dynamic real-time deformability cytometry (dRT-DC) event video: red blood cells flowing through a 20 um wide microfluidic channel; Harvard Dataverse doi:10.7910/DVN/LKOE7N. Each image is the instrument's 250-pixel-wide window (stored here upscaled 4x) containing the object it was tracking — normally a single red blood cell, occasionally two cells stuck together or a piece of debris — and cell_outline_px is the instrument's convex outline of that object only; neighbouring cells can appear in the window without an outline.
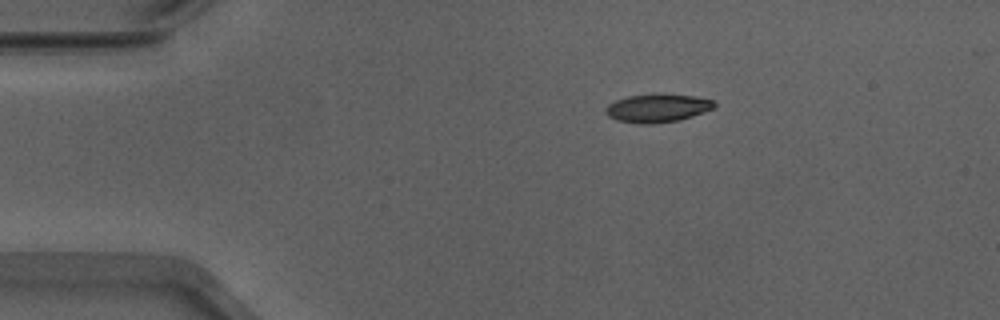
{"species": "Egyptian fruit bat (a non-hibernating species)", "species_latin": "Rousettus aegyptiacus", "temperature_condition": "warm", "stored_images_in_passage": 43, "camera_frame_rate_fps": 3000, "um_per_image_px": 0.085, "animal": {"sex": "male"}, "frame": {"image": 1, "passage_image": 1, "time_ms": 0.0, "image_size_px": [1000, 320], "cell_outline_px": [[716, 108], [680, 120], [652, 124], [640, 124], [616, 120], [608, 116], [604, 112], [604, 108], [608, 104], [616, 100], [628, 96], [656, 92], [664, 92], [696, 96], [716, 100]], "centroid_in_image_um": [55.91, 9.16], "position_along_channel_um": 29.1, "area_um2": 18.67}}
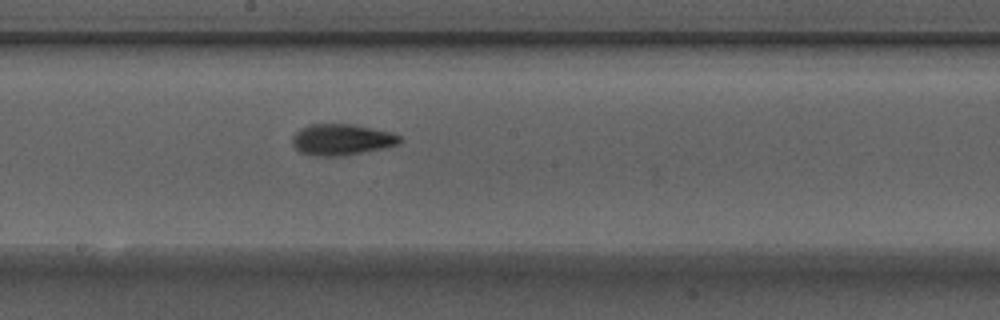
{"frame": {"image": 2, "passage_image": 20, "time_ms": 6.333, "image_size_px": [1000, 320], "cell_outline_px": [[404, 140], [400, 144], [384, 148], [344, 156], [316, 156], [300, 152], [292, 144], [292, 136], [300, 128], [308, 124], [356, 124], [392, 132], [400, 136]], "centroid_in_image_um": [29.07, 11.86], "position_along_channel_um": 219.1, "area_um2": 19.88}}
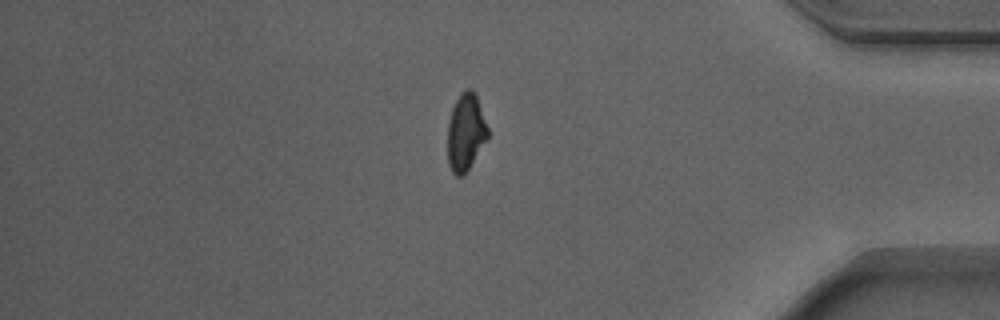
{"frame": {"image": 3, "passage_image": 36, "time_ms": 11.667, "image_size_px": [1000, 320], "cell_outline_px": [[488, 136], [464, 176], [456, 176], [452, 172], [448, 164], [448, 124], [452, 108], [460, 92], [468, 88], [472, 88], [476, 92], [488, 128]], "centroid_in_image_um": [39.58, 11.21], "position_along_channel_um": 395.6, "area_um2": 18.09}}